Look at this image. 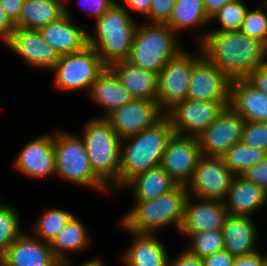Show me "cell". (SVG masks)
Wrapping results in <instances>:
<instances>
[{"label": "cell", "instance_id": "7", "mask_svg": "<svg viewBox=\"0 0 267 266\" xmlns=\"http://www.w3.org/2000/svg\"><path fill=\"white\" fill-rule=\"evenodd\" d=\"M55 173L75 184L107 190V186L95 175L82 139L67 133L54 136Z\"/></svg>", "mask_w": 267, "mask_h": 266}, {"label": "cell", "instance_id": "12", "mask_svg": "<svg viewBox=\"0 0 267 266\" xmlns=\"http://www.w3.org/2000/svg\"><path fill=\"white\" fill-rule=\"evenodd\" d=\"M162 112L158 101L133 99L104 117L119 137L125 139L155 125L165 116Z\"/></svg>", "mask_w": 267, "mask_h": 266}, {"label": "cell", "instance_id": "40", "mask_svg": "<svg viewBox=\"0 0 267 266\" xmlns=\"http://www.w3.org/2000/svg\"><path fill=\"white\" fill-rule=\"evenodd\" d=\"M246 79L267 95V62L255 68Z\"/></svg>", "mask_w": 267, "mask_h": 266}, {"label": "cell", "instance_id": "13", "mask_svg": "<svg viewBox=\"0 0 267 266\" xmlns=\"http://www.w3.org/2000/svg\"><path fill=\"white\" fill-rule=\"evenodd\" d=\"M201 156L197 137L174 133L168 141L160 165L178 185L186 186Z\"/></svg>", "mask_w": 267, "mask_h": 266}, {"label": "cell", "instance_id": "1", "mask_svg": "<svg viewBox=\"0 0 267 266\" xmlns=\"http://www.w3.org/2000/svg\"><path fill=\"white\" fill-rule=\"evenodd\" d=\"M201 53L231 81L246 79L266 61L267 46L238 31L210 32L200 37Z\"/></svg>", "mask_w": 267, "mask_h": 266}, {"label": "cell", "instance_id": "29", "mask_svg": "<svg viewBox=\"0 0 267 266\" xmlns=\"http://www.w3.org/2000/svg\"><path fill=\"white\" fill-rule=\"evenodd\" d=\"M89 241L86 228L74 215L64 228L50 243L54 256L61 262V266H69L65 253L83 250Z\"/></svg>", "mask_w": 267, "mask_h": 266}, {"label": "cell", "instance_id": "3", "mask_svg": "<svg viewBox=\"0 0 267 266\" xmlns=\"http://www.w3.org/2000/svg\"><path fill=\"white\" fill-rule=\"evenodd\" d=\"M125 8L115 2L96 19L97 37L88 35V45L98 53L106 66L127 60L131 51L137 23Z\"/></svg>", "mask_w": 267, "mask_h": 266}, {"label": "cell", "instance_id": "32", "mask_svg": "<svg viewBox=\"0 0 267 266\" xmlns=\"http://www.w3.org/2000/svg\"><path fill=\"white\" fill-rule=\"evenodd\" d=\"M72 216L71 213L57 208L47 210L35 223L37 237L50 244Z\"/></svg>", "mask_w": 267, "mask_h": 266}, {"label": "cell", "instance_id": "42", "mask_svg": "<svg viewBox=\"0 0 267 266\" xmlns=\"http://www.w3.org/2000/svg\"><path fill=\"white\" fill-rule=\"evenodd\" d=\"M0 3L6 10L9 19L19 28V18L24 0H0Z\"/></svg>", "mask_w": 267, "mask_h": 266}, {"label": "cell", "instance_id": "28", "mask_svg": "<svg viewBox=\"0 0 267 266\" xmlns=\"http://www.w3.org/2000/svg\"><path fill=\"white\" fill-rule=\"evenodd\" d=\"M64 0H24L19 28L39 30L65 15Z\"/></svg>", "mask_w": 267, "mask_h": 266}, {"label": "cell", "instance_id": "2", "mask_svg": "<svg viewBox=\"0 0 267 266\" xmlns=\"http://www.w3.org/2000/svg\"><path fill=\"white\" fill-rule=\"evenodd\" d=\"M173 134L172 125L164 116L152 127L122 139L130 143L120 153L119 188L124 187L134 176L159 166Z\"/></svg>", "mask_w": 267, "mask_h": 266}, {"label": "cell", "instance_id": "18", "mask_svg": "<svg viewBox=\"0 0 267 266\" xmlns=\"http://www.w3.org/2000/svg\"><path fill=\"white\" fill-rule=\"evenodd\" d=\"M202 203L192 204L188 195L185 203L184 219L180 229L183 234L220 230L228 215L223 201L200 199Z\"/></svg>", "mask_w": 267, "mask_h": 266}, {"label": "cell", "instance_id": "30", "mask_svg": "<svg viewBox=\"0 0 267 266\" xmlns=\"http://www.w3.org/2000/svg\"><path fill=\"white\" fill-rule=\"evenodd\" d=\"M210 21L203 0H177L171 17L166 23L175 33Z\"/></svg>", "mask_w": 267, "mask_h": 266}, {"label": "cell", "instance_id": "24", "mask_svg": "<svg viewBox=\"0 0 267 266\" xmlns=\"http://www.w3.org/2000/svg\"><path fill=\"white\" fill-rule=\"evenodd\" d=\"M225 199L228 201L224 202L227 214L249 216L265 204L267 192L242 176H235Z\"/></svg>", "mask_w": 267, "mask_h": 266}, {"label": "cell", "instance_id": "5", "mask_svg": "<svg viewBox=\"0 0 267 266\" xmlns=\"http://www.w3.org/2000/svg\"><path fill=\"white\" fill-rule=\"evenodd\" d=\"M82 138L95 175L108 187L119 189L122 139L105 118H95L85 125ZM111 183V184H109Z\"/></svg>", "mask_w": 267, "mask_h": 266}, {"label": "cell", "instance_id": "17", "mask_svg": "<svg viewBox=\"0 0 267 266\" xmlns=\"http://www.w3.org/2000/svg\"><path fill=\"white\" fill-rule=\"evenodd\" d=\"M7 45L36 67L52 70L60 59L59 53L44 40L39 30L16 27Z\"/></svg>", "mask_w": 267, "mask_h": 266}, {"label": "cell", "instance_id": "45", "mask_svg": "<svg viewBox=\"0 0 267 266\" xmlns=\"http://www.w3.org/2000/svg\"><path fill=\"white\" fill-rule=\"evenodd\" d=\"M84 1H85V4L88 3V4H90V6H92V10H91L92 12L90 14L94 13L96 19L100 18L116 2L114 0H84ZM85 4L80 3L81 6L85 5Z\"/></svg>", "mask_w": 267, "mask_h": 266}, {"label": "cell", "instance_id": "6", "mask_svg": "<svg viewBox=\"0 0 267 266\" xmlns=\"http://www.w3.org/2000/svg\"><path fill=\"white\" fill-rule=\"evenodd\" d=\"M137 25L127 61L158 74L181 50L176 33L166 24Z\"/></svg>", "mask_w": 267, "mask_h": 266}, {"label": "cell", "instance_id": "8", "mask_svg": "<svg viewBox=\"0 0 267 266\" xmlns=\"http://www.w3.org/2000/svg\"><path fill=\"white\" fill-rule=\"evenodd\" d=\"M106 68L98 53L89 45L83 50L64 54L53 67L56 87L63 90L91 88Z\"/></svg>", "mask_w": 267, "mask_h": 266}, {"label": "cell", "instance_id": "27", "mask_svg": "<svg viewBox=\"0 0 267 266\" xmlns=\"http://www.w3.org/2000/svg\"><path fill=\"white\" fill-rule=\"evenodd\" d=\"M134 190L136 201L153 200L178 186L161 165L131 178L125 185Z\"/></svg>", "mask_w": 267, "mask_h": 266}, {"label": "cell", "instance_id": "23", "mask_svg": "<svg viewBox=\"0 0 267 266\" xmlns=\"http://www.w3.org/2000/svg\"><path fill=\"white\" fill-rule=\"evenodd\" d=\"M222 232L225 239V250L234 257L257 252L254 248L257 231L251 216L228 214L223 222Z\"/></svg>", "mask_w": 267, "mask_h": 266}, {"label": "cell", "instance_id": "15", "mask_svg": "<svg viewBox=\"0 0 267 266\" xmlns=\"http://www.w3.org/2000/svg\"><path fill=\"white\" fill-rule=\"evenodd\" d=\"M231 80L204 55L193 65L186 99L230 101Z\"/></svg>", "mask_w": 267, "mask_h": 266}, {"label": "cell", "instance_id": "25", "mask_svg": "<svg viewBox=\"0 0 267 266\" xmlns=\"http://www.w3.org/2000/svg\"><path fill=\"white\" fill-rule=\"evenodd\" d=\"M91 95L99 105L106 109V116L114 109L134 99L109 66H106L94 82L91 88Z\"/></svg>", "mask_w": 267, "mask_h": 266}, {"label": "cell", "instance_id": "37", "mask_svg": "<svg viewBox=\"0 0 267 266\" xmlns=\"http://www.w3.org/2000/svg\"><path fill=\"white\" fill-rule=\"evenodd\" d=\"M241 142L267 152V122H245Z\"/></svg>", "mask_w": 267, "mask_h": 266}, {"label": "cell", "instance_id": "35", "mask_svg": "<svg viewBox=\"0 0 267 266\" xmlns=\"http://www.w3.org/2000/svg\"><path fill=\"white\" fill-rule=\"evenodd\" d=\"M247 10L248 9L242 3V0H234L230 3H227L212 17H210V20L218 19L221 25V29L213 32L240 30Z\"/></svg>", "mask_w": 267, "mask_h": 266}, {"label": "cell", "instance_id": "47", "mask_svg": "<svg viewBox=\"0 0 267 266\" xmlns=\"http://www.w3.org/2000/svg\"><path fill=\"white\" fill-rule=\"evenodd\" d=\"M134 11L148 15L151 7L152 0H123Z\"/></svg>", "mask_w": 267, "mask_h": 266}, {"label": "cell", "instance_id": "38", "mask_svg": "<svg viewBox=\"0 0 267 266\" xmlns=\"http://www.w3.org/2000/svg\"><path fill=\"white\" fill-rule=\"evenodd\" d=\"M177 0H152L148 17L154 23L166 24L172 14L173 7Z\"/></svg>", "mask_w": 267, "mask_h": 266}, {"label": "cell", "instance_id": "19", "mask_svg": "<svg viewBox=\"0 0 267 266\" xmlns=\"http://www.w3.org/2000/svg\"><path fill=\"white\" fill-rule=\"evenodd\" d=\"M14 167L36 179L55 173L54 137L43 136L30 141L20 151Z\"/></svg>", "mask_w": 267, "mask_h": 266}, {"label": "cell", "instance_id": "16", "mask_svg": "<svg viewBox=\"0 0 267 266\" xmlns=\"http://www.w3.org/2000/svg\"><path fill=\"white\" fill-rule=\"evenodd\" d=\"M0 266H61L50 244L21 234L0 257Z\"/></svg>", "mask_w": 267, "mask_h": 266}, {"label": "cell", "instance_id": "26", "mask_svg": "<svg viewBox=\"0 0 267 266\" xmlns=\"http://www.w3.org/2000/svg\"><path fill=\"white\" fill-rule=\"evenodd\" d=\"M136 236L132 247L123 255L127 266H168L167 251L150 233L131 232Z\"/></svg>", "mask_w": 267, "mask_h": 266}, {"label": "cell", "instance_id": "41", "mask_svg": "<svg viewBox=\"0 0 267 266\" xmlns=\"http://www.w3.org/2000/svg\"><path fill=\"white\" fill-rule=\"evenodd\" d=\"M202 259L204 266H232L235 257L229 251L224 249Z\"/></svg>", "mask_w": 267, "mask_h": 266}, {"label": "cell", "instance_id": "20", "mask_svg": "<svg viewBox=\"0 0 267 266\" xmlns=\"http://www.w3.org/2000/svg\"><path fill=\"white\" fill-rule=\"evenodd\" d=\"M229 106L245 122H267V95L247 79L231 81Z\"/></svg>", "mask_w": 267, "mask_h": 266}, {"label": "cell", "instance_id": "43", "mask_svg": "<svg viewBox=\"0 0 267 266\" xmlns=\"http://www.w3.org/2000/svg\"><path fill=\"white\" fill-rule=\"evenodd\" d=\"M267 256H262L259 252L249 255L235 257L232 266H266Z\"/></svg>", "mask_w": 267, "mask_h": 266}, {"label": "cell", "instance_id": "4", "mask_svg": "<svg viewBox=\"0 0 267 266\" xmlns=\"http://www.w3.org/2000/svg\"><path fill=\"white\" fill-rule=\"evenodd\" d=\"M188 190L185 185H178L156 199L136 201L135 207L126 214L121 225L131 232L152 234L155 228L174 223L180 231Z\"/></svg>", "mask_w": 267, "mask_h": 266}, {"label": "cell", "instance_id": "21", "mask_svg": "<svg viewBox=\"0 0 267 266\" xmlns=\"http://www.w3.org/2000/svg\"><path fill=\"white\" fill-rule=\"evenodd\" d=\"M39 31L60 56L79 52L88 45V34L81 26L72 24L67 9L64 16L41 27Z\"/></svg>", "mask_w": 267, "mask_h": 266}, {"label": "cell", "instance_id": "34", "mask_svg": "<svg viewBox=\"0 0 267 266\" xmlns=\"http://www.w3.org/2000/svg\"><path fill=\"white\" fill-rule=\"evenodd\" d=\"M19 217L9 205L0 206V257L23 233L20 231Z\"/></svg>", "mask_w": 267, "mask_h": 266}, {"label": "cell", "instance_id": "10", "mask_svg": "<svg viewBox=\"0 0 267 266\" xmlns=\"http://www.w3.org/2000/svg\"><path fill=\"white\" fill-rule=\"evenodd\" d=\"M203 56H190L180 51L158 73L157 101L161 109L171 108L187 97L193 65Z\"/></svg>", "mask_w": 267, "mask_h": 266}, {"label": "cell", "instance_id": "22", "mask_svg": "<svg viewBox=\"0 0 267 266\" xmlns=\"http://www.w3.org/2000/svg\"><path fill=\"white\" fill-rule=\"evenodd\" d=\"M109 67L134 99L157 101L158 74L136 66L127 60L115 62Z\"/></svg>", "mask_w": 267, "mask_h": 266}, {"label": "cell", "instance_id": "11", "mask_svg": "<svg viewBox=\"0 0 267 266\" xmlns=\"http://www.w3.org/2000/svg\"><path fill=\"white\" fill-rule=\"evenodd\" d=\"M235 176L221 157L202 155L186 188L197 198L225 201Z\"/></svg>", "mask_w": 267, "mask_h": 266}, {"label": "cell", "instance_id": "14", "mask_svg": "<svg viewBox=\"0 0 267 266\" xmlns=\"http://www.w3.org/2000/svg\"><path fill=\"white\" fill-rule=\"evenodd\" d=\"M244 119L228 106L198 137L203 156L221 157L229 148L241 142Z\"/></svg>", "mask_w": 267, "mask_h": 266}, {"label": "cell", "instance_id": "44", "mask_svg": "<svg viewBox=\"0 0 267 266\" xmlns=\"http://www.w3.org/2000/svg\"><path fill=\"white\" fill-rule=\"evenodd\" d=\"M16 25L9 19L6 10L0 3V37L7 44L11 38Z\"/></svg>", "mask_w": 267, "mask_h": 266}, {"label": "cell", "instance_id": "46", "mask_svg": "<svg viewBox=\"0 0 267 266\" xmlns=\"http://www.w3.org/2000/svg\"><path fill=\"white\" fill-rule=\"evenodd\" d=\"M168 266H204V262L202 258L191 255L185 250L174 262L169 261Z\"/></svg>", "mask_w": 267, "mask_h": 266}, {"label": "cell", "instance_id": "36", "mask_svg": "<svg viewBox=\"0 0 267 266\" xmlns=\"http://www.w3.org/2000/svg\"><path fill=\"white\" fill-rule=\"evenodd\" d=\"M257 10H247L240 31L252 38L258 39L267 46V14Z\"/></svg>", "mask_w": 267, "mask_h": 266}, {"label": "cell", "instance_id": "39", "mask_svg": "<svg viewBox=\"0 0 267 266\" xmlns=\"http://www.w3.org/2000/svg\"><path fill=\"white\" fill-rule=\"evenodd\" d=\"M242 176L245 180L252 182L267 192V158L247 169Z\"/></svg>", "mask_w": 267, "mask_h": 266}, {"label": "cell", "instance_id": "48", "mask_svg": "<svg viewBox=\"0 0 267 266\" xmlns=\"http://www.w3.org/2000/svg\"><path fill=\"white\" fill-rule=\"evenodd\" d=\"M205 12L209 17H212L218 10H220L227 3L234 0H203Z\"/></svg>", "mask_w": 267, "mask_h": 266}, {"label": "cell", "instance_id": "9", "mask_svg": "<svg viewBox=\"0 0 267 266\" xmlns=\"http://www.w3.org/2000/svg\"><path fill=\"white\" fill-rule=\"evenodd\" d=\"M229 104L230 101L185 99L165 111V116L169 119L175 134L198 137Z\"/></svg>", "mask_w": 267, "mask_h": 266}, {"label": "cell", "instance_id": "49", "mask_svg": "<svg viewBox=\"0 0 267 266\" xmlns=\"http://www.w3.org/2000/svg\"><path fill=\"white\" fill-rule=\"evenodd\" d=\"M81 266H104V265L99 259H93L89 260L88 262H85Z\"/></svg>", "mask_w": 267, "mask_h": 266}, {"label": "cell", "instance_id": "31", "mask_svg": "<svg viewBox=\"0 0 267 266\" xmlns=\"http://www.w3.org/2000/svg\"><path fill=\"white\" fill-rule=\"evenodd\" d=\"M221 158L231 172L240 176L253 165L265 160L267 152L239 142L229 148Z\"/></svg>", "mask_w": 267, "mask_h": 266}, {"label": "cell", "instance_id": "33", "mask_svg": "<svg viewBox=\"0 0 267 266\" xmlns=\"http://www.w3.org/2000/svg\"><path fill=\"white\" fill-rule=\"evenodd\" d=\"M192 238V246L186 250L191 255L204 258L225 249V239L220 230L185 234Z\"/></svg>", "mask_w": 267, "mask_h": 266}]
</instances>
